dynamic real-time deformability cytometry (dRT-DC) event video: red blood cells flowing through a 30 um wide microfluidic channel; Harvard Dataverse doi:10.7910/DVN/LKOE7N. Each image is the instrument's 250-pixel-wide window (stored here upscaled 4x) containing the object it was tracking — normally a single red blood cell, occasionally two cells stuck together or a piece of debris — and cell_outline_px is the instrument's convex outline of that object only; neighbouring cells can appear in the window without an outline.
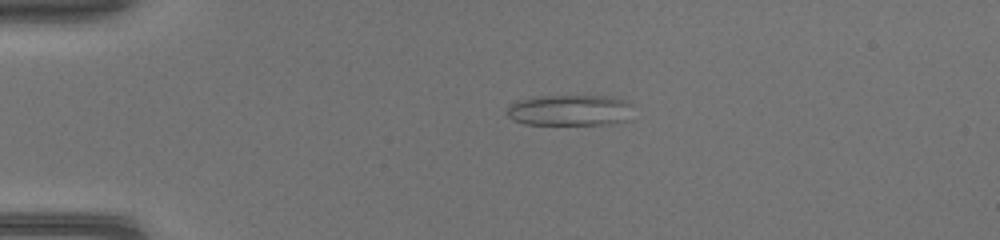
{"species": "common noctule bat (a hibernating species)", "species_latin": "Nyctalus noctula", "temperature_condition": "warm", "stored_images_in_passage": 36, "camera_frame_rate_fps": 3000, "um_per_image_px": 0.085, "animal": {"sex": "female", "body_mass_g": 17.0, "forearm_length_mm": 48.0}, "frame": {"image": 1, "passage_image": 1, "time_ms": 0.0, "image_size_px": [1000, 240], "cell_outline_px": [[632, 120], [608, 124], [524, 124], [508, 116], [508, 108], [516, 100], [532, 96], [612, 96], [624, 100], [632, 104]], "centroid_in_image_um": [48.51, 9.36], "position_along_channel_um": 36.5, "area_um2": 23.06}}
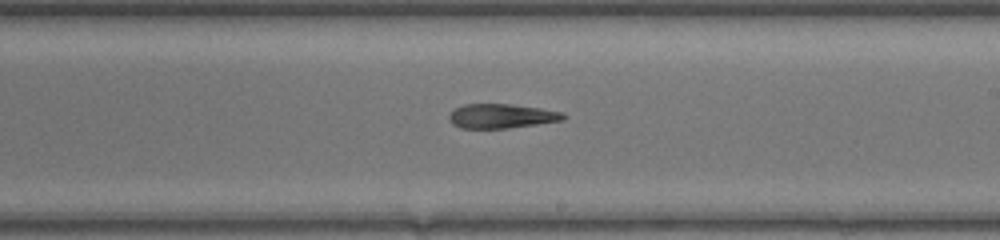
{"frame": {"image": 2, "passage_image": 18, "time_ms": 5.667, "image_size_px": [1000, 240], "cell_outline_px": [[568, 116], [564, 120], [508, 128], [460, 128], [452, 124], [448, 116], [456, 108], [464, 104], [512, 104], [540, 108], [564, 112]], "centroid_in_image_um": [42.66, 9.86], "position_along_channel_um": 246.3, "area_um2": 16.24}}
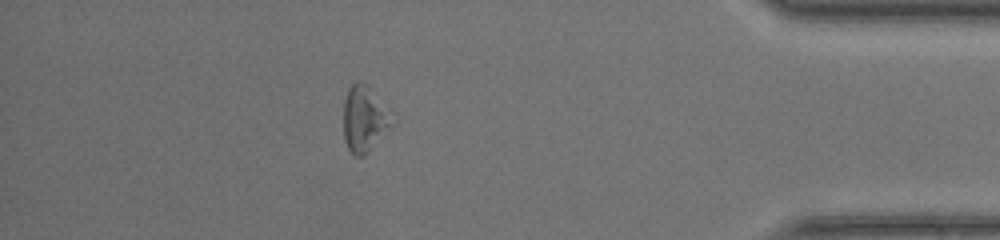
{"frame": {"image": 3, "passage_image": 31, "time_ms": 10.0, "image_size_px": [1000, 240], "cell_outline_px": [[396, 124], [364, 156], [356, 156], [348, 148], [344, 140], [344, 100], [348, 88], [356, 80], [360, 80], [364, 84], [396, 120]], "centroid_in_image_um": [30.98, 10.16], "position_along_channel_um": 404.2, "area_um2": 18.5}}